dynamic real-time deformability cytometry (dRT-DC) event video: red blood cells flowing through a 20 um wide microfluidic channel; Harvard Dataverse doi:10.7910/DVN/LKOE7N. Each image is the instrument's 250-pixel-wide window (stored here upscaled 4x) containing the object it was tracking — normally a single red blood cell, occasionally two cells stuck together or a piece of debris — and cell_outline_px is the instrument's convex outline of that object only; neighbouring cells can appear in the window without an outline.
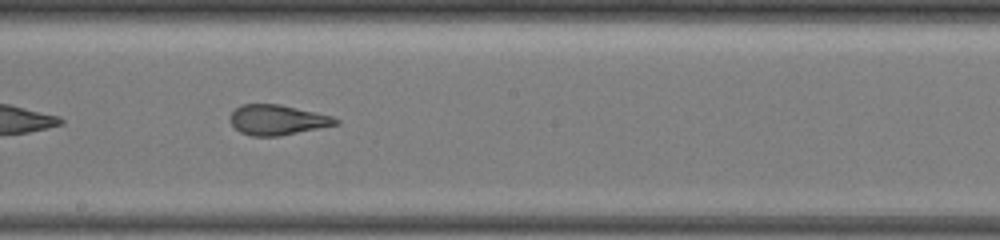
{"species": "common noctule bat (a hibernating species)", "species_latin": "Nyctalus noctula", "temperature_condition": "warm", "stored_images_in_passage": 26, "camera_frame_rate_fps": 3000, "um_per_image_px": 0.085, "animal": {"sex": "female", "body_mass_g": 19.5, "forearm_length_mm": 54.1}, "frame": {"image": 1, "passage_image": 12, "time_ms": 7.667, "image_size_px": [1000, 240], "cell_outline_px": [[340, 124], [280, 136], [252, 136], [240, 132], [232, 124], [232, 112], [240, 104], [280, 104], [332, 116], [340, 120]], "centroid_in_image_um": [23.61, 10.19], "position_along_channel_um": 224.6, "area_um2": 18.44}}
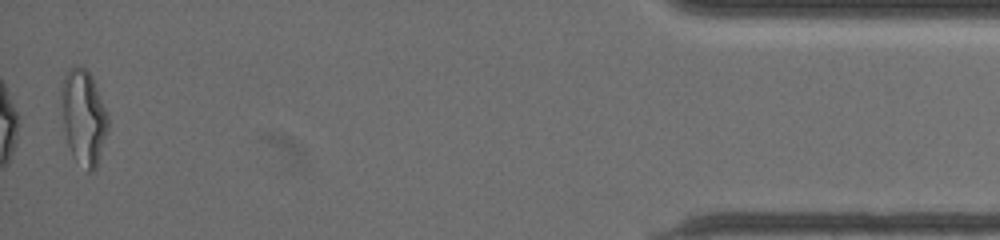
{"frame": {"image": 2, "passage_image": 26, "time_ms": 15.333, "image_size_px": [1000, 240], "cell_outline_px": [[108, 128], [96, 168], [92, 172], [88, 172], [72, 156], [68, 144], [64, 128], [60, 88], [68, 68], [84, 68], [92, 76], [104, 108], [108, 120]], "centroid_in_image_um": [7.08, 9.98], "position_along_channel_um": 428.1, "area_um2": 25.26}, "authors_computed_cell_mechanics": {"area_um2": 19.8254, "velocity_mm_per_s": 3.5658, "shape_relaxation_time_tau1_ms": null, "shape_relaxation_time_tau2_ms": 1.2456, "deformation_change_tau1": null, "deformation_change_tau2": 0.0806}}